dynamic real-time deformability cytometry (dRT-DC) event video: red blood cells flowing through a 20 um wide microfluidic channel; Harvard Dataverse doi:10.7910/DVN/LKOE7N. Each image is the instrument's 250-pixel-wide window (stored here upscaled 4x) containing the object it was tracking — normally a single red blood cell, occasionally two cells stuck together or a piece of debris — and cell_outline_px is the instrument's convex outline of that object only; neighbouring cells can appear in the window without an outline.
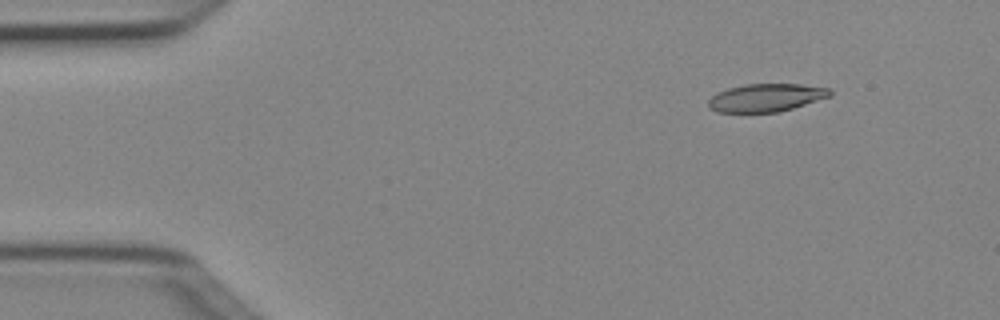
{"species": "Egyptian fruit bat (a non-hibernating species)", "species_latin": "Rousettus aegyptiacus", "temperature_condition": "cold", "stored_images_in_passage": 4, "camera_frame_rate_fps": 3000, "um_per_image_px": 0.085, "animal": {"sex": "female"}, "frame": {"image": 1, "passage_image": 2, "time_ms": 0.333, "image_size_px": [1000, 320], "cell_outline_px": [[832, 96], [780, 112], [716, 112], [708, 104], [708, 100], [712, 96], [728, 88], [744, 84], [800, 84], [828, 88], [832, 92]], "centroid_in_image_um": [65.15, 8.3], "position_along_channel_um": 19.9, "area_um2": 19.71}}
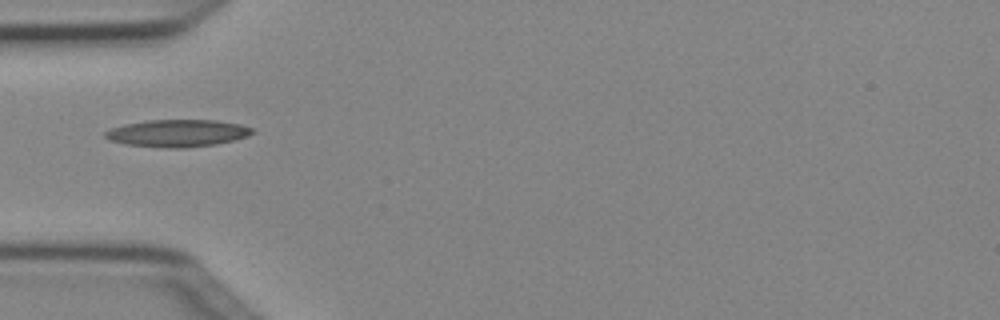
{"frame": {"image": 2, "passage_image": 4, "time_ms": 1.0, "image_size_px": [1000, 320], "cell_outline_px": [[256, 132], [248, 136], [216, 144], [188, 148], [168, 148], [124, 144], [112, 140], [104, 136], [104, 132], [112, 128], [124, 124], [148, 120], [216, 120], [240, 124], [252, 128]], "centroid_in_image_um": [15.11, 11.32], "position_along_channel_um": 69.9, "area_um2": 23.35}}